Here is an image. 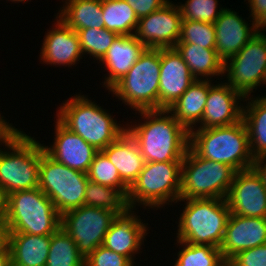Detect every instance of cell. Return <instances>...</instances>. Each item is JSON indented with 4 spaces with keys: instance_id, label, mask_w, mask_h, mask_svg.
<instances>
[{
    "instance_id": "obj_1",
    "label": "cell",
    "mask_w": 266,
    "mask_h": 266,
    "mask_svg": "<svg viewBox=\"0 0 266 266\" xmlns=\"http://www.w3.org/2000/svg\"><path fill=\"white\" fill-rule=\"evenodd\" d=\"M138 112L144 122L128 125L126 130L136 140L145 162L182 161L189 148L190 132L168 109Z\"/></svg>"
},
{
    "instance_id": "obj_2",
    "label": "cell",
    "mask_w": 266,
    "mask_h": 266,
    "mask_svg": "<svg viewBox=\"0 0 266 266\" xmlns=\"http://www.w3.org/2000/svg\"><path fill=\"white\" fill-rule=\"evenodd\" d=\"M62 104L56 111L57 120L98 151L126 131V126H120L110 113L85 95H75Z\"/></svg>"
},
{
    "instance_id": "obj_3",
    "label": "cell",
    "mask_w": 266,
    "mask_h": 266,
    "mask_svg": "<svg viewBox=\"0 0 266 266\" xmlns=\"http://www.w3.org/2000/svg\"><path fill=\"white\" fill-rule=\"evenodd\" d=\"M189 146L204 159L228 164L236 171L253 167L248 133L243 120L223 127L192 129Z\"/></svg>"
},
{
    "instance_id": "obj_4",
    "label": "cell",
    "mask_w": 266,
    "mask_h": 266,
    "mask_svg": "<svg viewBox=\"0 0 266 266\" xmlns=\"http://www.w3.org/2000/svg\"><path fill=\"white\" fill-rule=\"evenodd\" d=\"M178 201H184L186 206L180 214L176 240L219 248L231 214L226 199L201 198Z\"/></svg>"
},
{
    "instance_id": "obj_5",
    "label": "cell",
    "mask_w": 266,
    "mask_h": 266,
    "mask_svg": "<svg viewBox=\"0 0 266 266\" xmlns=\"http://www.w3.org/2000/svg\"><path fill=\"white\" fill-rule=\"evenodd\" d=\"M5 233L51 236L61 227V214L39 189L8 194Z\"/></svg>"
},
{
    "instance_id": "obj_6",
    "label": "cell",
    "mask_w": 266,
    "mask_h": 266,
    "mask_svg": "<svg viewBox=\"0 0 266 266\" xmlns=\"http://www.w3.org/2000/svg\"><path fill=\"white\" fill-rule=\"evenodd\" d=\"M160 49L146 48L128 73L110 89L134 111L159 109Z\"/></svg>"
},
{
    "instance_id": "obj_7",
    "label": "cell",
    "mask_w": 266,
    "mask_h": 266,
    "mask_svg": "<svg viewBox=\"0 0 266 266\" xmlns=\"http://www.w3.org/2000/svg\"><path fill=\"white\" fill-rule=\"evenodd\" d=\"M182 161L145 162L137 179L129 187V207L162 208L180 199ZM150 207V208H149Z\"/></svg>"
},
{
    "instance_id": "obj_8",
    "label": "cell",
    "mask_w": 266,
    "mask_h": 266,
    "mask_svg": "<svg viewBox=\"0 0 266 266\" xmlns=\"http://www.w3.org/2000/svg\"><path fill=\"white\" fill-rule=\"evenodd\" d=\"M236 170L201 158L190 146L181 165L180 199H226Z\"/></svg>"
},
{
    "instance_id": "obj_9",
    "label": "cell",
    "mask_w": 266,
    "mask_h": 266,
    "mask_svg": "<svg viewBox=\"0 0 266 266\" xmlns=\"http://www.w3.org/2000/svg\"><path fill=\"white\" fill-rule=\"evenodd\" d=\"M5 148L0 151V186L7 194L38 188L41 143L23 132Z\"/></svg>"
},
{
    "instance_id": "obj_10",
    "label": "cell",
    "mask_w": 266,
    "mask_h": 266,
    "mask_svg": "<svg viewBox=\"0 0 266 266\" xmlns=\"http://www.w3.org/2000/svg\"><path fill=\"white\" fill-rule=\"evenodd\" d=\"M88 181L87 173L55 161L44 152L41 144L38 188L53 202L61 215L84 205Z\"/></svg>"
},
{
    "instance_id": "obj_11",
    "label": "cell",
    "mask_w": 266,
    "mask_h": 266,
    "mask_svg": "<svg viewBox=\"0 0 266 266\" xmlns=\"http://www.w3.org/2000/svg\"><path fill=\"white\" fill-rule=\"evenodd\" d=\"M227 74V75H225ZM266 75V34L257 33L235 55L224 62L226 82L244 97L264 85Z\"/></svg>"
},
{
    "instance_id": "obj_12",
    "label": "cell",
    "mask_w": 266,
    "mask_h": 266,
    "mask_svg": "<svg viewBox=\"0 0 266 266\" xmlns=\"http://www.w3.org/2000/svg\"><path fill=\"white\" fill-rule=\"evenodd\" d=\"M116 216L109 210L83 205L61 215V228L74 240L77 249L86 258L103 245Z\"/></svg>"
},
{
    "instance_id": "obj_13",
    "label": "cell",
    "mask_w": 266,
    "mask_h": 266,
    "mask_svg": "<svg viewBox=\"0 0 266 266\" xmlns=\"http://www.w3.org/2000/svg\"><path fill=\"white\" fill-rule=\"evenodd\" d=\"M182 16L172 1L139 19L134 36L146 47L173 48L180 38Z\"/></svg>"
},
{
    "instance_id": "obj_14",
    "label": "cell",
    "mask_w": 266,
    "mask_h": 266,
    "mask_svg": "<svg viewBox=\"0 0 266 266\" xmlns=\"http://www.w3.org/2000/svg\"><path fill=\"white\" fill-rule=\"evenodd\" d=\"M226 201L232 214L266 218V186L253 167L236 172Z\"/></svg>"
},
{
    "instance_id": "obj_15",
    "label": "cell",
    "mask_w": 266,
    "mask_h": 266,
    "mask_svg": "<svg viewBox=\"0 0 266 266\" xmlns=\"http://www.w3.org/2000/svg\"><path fill=\"white\" fill-rule=\"evenodd\" d=\"M244 99L245 97L240 92L226 82L213 84L209 88L204 113L200 126L197 128L230 126L241 121L243 104L240 101Z\"/></svg>"
},
{
    "instance_id": "obj_16",
    "label": "cell",
    "mask_w": 266,
    "mask_h": 266,
    "mask_svg": "<svg viewBox=\"0 0 266 266\" xmlns=\"http://www.w3.org/2000/svg\"><path fill=\"white\" fill-rule=\"evenodd\" d=\"M196 80L174 48L160 49L159 109L170 108Z\"/></svg>"
},
{
    "instance_id": "obj_17",
    "label": "cell",
    "mask_w": 266,
    "mask_h": 266,
    "mask_svg": "<svg viewBox=\"0 0 266 266\" xmlns=\"http://www.w3.org/2000/svg\"><path fill=\"white\" fill-rule=\"evenodd\" d=\"M263 244H266V218L230 214L219 247L226 262L240 251Z\"/></svg>"
},
{
    "instance_id": "obj_18",
    "label": "cell",
    "mask_w": 266,
    "mask_h": 266,
    "mask_svg": "<svg viewBox=\"0 0 266 266\" xmlns=\"http://www.w3.org/2000/svg\"><path fill=\"white\" fill-rule=\"evenodd\" d=\"M55 123L54 143L51 147L42 144L44 152L69 168L87 173L98 150L69 131L57 119Z\"/></svg>"
},
{
    "instance_id": "obj_19",
    "label": "cell",
    "mask_w": 266,
    "mask_h": 266,
    "mask_svg": "<svg viewBox=\"0 0 266 266\" xmlns=\"http://www.w3.org/2000/svg\"><path fill=\"white\" fill-rule=\"evenodd\" d=\"M55 20V27L45 34L40 60L47 65L71 67L83 59L78 33L58 16Z\"/></svg>"
},
{
    "instance_id": "obj_20",
    "label": "cell",
    "mask_w": 266,
    "mask_h": 266,
    "mask_svg": "<svg viewBox=\"0 0 266 266\" xmlns=\"http://www.w3.org/2000/svg\"><path fill=\"white\" fill-rule=\"evenodd\" d=\"M251 24L249 27L248 22L242 16L228 8H224L219 15L214 23L215 50L224 62L237 54L258 33L256 22L253 20Z\"/></svg>"
},
{
    "instance_id": "obj_21",
    "label": "cell",
    "mask_w": 266,
    "mask_h": 266,
    "mask_svg": "<svg viewBox=\"0 0 266 266\" xmlns=\"http://www.w3.org/2000/svg\"><path fill=\"white\" fill-rule=\"evenodd\" d=\"M130 209L126 214L116 216L105 235L103 246L128 257L134 264V254H138L147 233V224L143 223Z\"/></svg>"
},
{
    "instance_id": "obj_22",
    "label": "cell",
    "mask_w": 266,
    "mask_h": 266,
    "mask_svg": "<svg viewBox=\"0 0 266 266\" xmlns=\"http://www.w3.org/2000/svg\"><path fill=\"white\" fill-rule=\"evenodd\" d=\"M146 47L133 35H118L99 61L105 65L108 72L103 87L109 90L118 80L128 73L139 59Z\"/></svg>"
},
{
    "instance_id": "obj_23",
    "label": "cell",
    "mask_w": 266,
    "mask_h": 266,
    "mask_svg": "<svg viewBox=\"0 0 266 266\" xmlns=\"http://www.w3.org/2000/svg\"><path fill=\"white\" fill-rule=\"evenodd\" d=\"M102 152L117 168L121 179L130 187L145 165L136 140L126 130Z\"/></svg>"
},
{
    "instance_id": "obj_24",
    "label": "cell",
    "mask_w": 266,
    "mask_h": 266,
    "mask_svg": "<svg viewBox=\"0 0 266 266\" xmlns=\"http://www.w3.org/2000/svg\"><path fill=\"white\" fill-rule=\"evenodd\" d=\"M51 236L5 233L11 266H46Z\"/></svg>"
},
{
    "instance_id": "obj_25",
    "label": "cell",
    "mask_w": 266,
    "mask_h": 266,
    "mask_svg": "<svg viewBox=\"0 0 266 266\" xmlns=\"http://www.w3.org/2000/svg\"><path fill=\"white\" fill-rule=\"evenodd\" d=\"M212 80H196L168 110L189 132L201 123ZM212 83V84H211Z\"/></svg>"
},
{
    "instance_id": "obj_26",
    "label": "cell",
    "mask_w": 266,
    "mask_h": 266,
    "mask_svg": "<svg viewBox=\"0 0 266 266\" xmlns=\"http://www.w3.org/2000/svg\"><path fill=\"white\" fill-rule=\"evenodd\" d=\"M173 48L197 80H204V77L205 80H210L213 76L224 75V61L215 49H206L191 43H177Z\"/></svg>"
},
{
    "instance_id": "obj_27",
    "label": "cell",
    "mask_w": 266,
    "mask_h": 266,
    "mask_svg": "<svg viewBox=\"0 0 266 266\" xmlns=\"http://www.w3.org/2000/svg\"><path fill=\"white\" fill-rule=\"evenodd\" d=\"M247 100L246 106L243 105L242 120L247 129L251 154L255 160L266 154V95L256 98L247 96L243 102Z\"/></svg>"
},
{
    "instance_id": "obj_28",
    "label": "cell",
    "mask_w": 266,
    "mask_h": 266,
    "mask_svg": "<svg viewBox=\"0 0 266 266\" xmlns=\"http://www.w3.org/2000/svg\"><path fill=\"white\" fill-rule=\"evenodd\" d=\"M61 8L57 16L74 31L104 28L102 0H65Z\"/></svg>"
},
{
    "instance_id": "obj_29",
    "label": "cell",
    "mask_w": 266,
    "mask_h": 266,
    "mask_svg": "<svg viewBox=\"0 0 266 266\" xmlns=\"http://www.w3.org/2000/svg\"><path fill=\"white\" fill-rule=\"evenodd\" d=\"M84 205L106 209L117 216L124 215L131 209L127 194L122 189L103 186L90 180L86 184Z\"/></svg>"
},
{
    "instance_id": "obj_30",
    "label": "cell",
    "mask_w": 266,
    "mask_h": 266,
    "mask_svg": "<svg viewBox=\"0 0 266 266\" xmlns=\"http://www.w3.org/2000/svg\"><path fill=\"white\" fill-rule=\"evenodd\" d=\"M104 28L118 35H133L138 24L135 11L125 0H102Z\"/></svg>"
},
{
    "instance_id": "obj_31",
    "label": "cell",
    "mask_w": 266,
    "mask_h": 266,
    "mask_svg": "<svg viewBox=\"0 0 266 266\" xmlns=\"http://www.w3.org/2000/svg\"><path fill=\"white\" fill-rule=\"evenodd\" d=\"M46 266H85L84 256L61 227L51 235Z\"/></svg>"
},
{
    "instance_id": "obj_32",
    "label": "cell",
    "mask_w": 266,
    "mask_h": 266,
    "mask_svg": "<svg viewBox=\"0 0 266 266\" xmlns=\"http://www.w3.org/2000/svg\"><path fill=\"white\" fill-rule=\"evenodd\" d=\"M176 241L183 249L178 252L174 266H227L217 247Z\"/></svg>"
},
{
    "instance_id": "obj_33",
    "label": "cell",
    "mask_w": 266,
    "mask_h": 266,
    "mask_svg": "<svg viewBox=\"0 0 266 266\" xmlns=\"http://www.w3.org/2000/svg\"><path fill=\"white\" fill-rule=\"evenodd\" d=\"M87 177L90 181L103 186L122 189L128 194L129 186L121 179L117 168L102 151L95 154L87 172Z\"/></svg>"
},
{
    "instance_id": "obj_34",
    "label": "cell",
    "mask_w": 266,
    "mask_h": 266,
    "mask_svg": "<svg viewBox=\"0 0 266 266\" xmlns=\"http://www.w3.org/2000/svg\"><path fill=\"white\" fill-rule=\"evenodd\" d=\"M79 36L83 55L89 54L96 60H101L118 34L105 28H86L76 31Z\"/></svg>"
},
{
    "instance_id": "obj_35",
    "label": "cell",
    "mask_w": 266,
    "mask_h": 266,
    "mask_svg": "<svg viewBox=\"0 0 266 266\" xmlns=\"http://www.w3.org/2000/svg\"><path fill=\"white\" fill-rule=\"evenodd\" d=\"M177 43H191L206 49H215V26L201 21L182 20L180 38Z\"/></svg>"
},
{
    "instance_id": "obj_36",
    "label": "cell",
    "mask_w": 266,
    "mask_h": 266,
    "mask_svg": "<svg viewBox=\"0 0 266 266\" xmlns=\"http://www.w3.org/2000/svg\"><path fill=\"white\" fill-rule=\"evenodd\" d=\"M217 0H186L177 5L183 20L201 21L214 24L224 8L218 10Z\"/></svg>"
},
{
    "instance_id": "obj_37",
    "label": "cell",
    "mask_w": 266,
    "mask_h": 266,
    "mask_svg": "<svg viewBox=\"0 0 266 266\" xmlns=\"http://www.w3.org/2000/svg\"><path fill=\"white\" fill-rule=\"evenodd\" d=\"M85 266H134V263L128 257L100 245L85 258Z\"/></svg>"
},
{
    "instance_id": "obj_38",
    "label": "cell",
    "mask_w": 266,
    "mask_h": 266,
    "mask_svg": "<svg viewBox=\"0 0 266 266\" xmlns=\"http://www.w3.org/2000/svg\"><path fill=\"white\" fill-rule=\"evenodd\" d=\"M227 266H266V244L238 252Z\"/></svg>"
},
{
    "instance_id": "obj_39",
    "label": "cell",
    "mask_w": 266,
    "mask_h": 266,
    "mask_svg": "<svg viewBox=\"0 0 266 266\" xmlns=\"http://www.w3.org/2000/svg\"><path fill=\"white\" fill-rule=\"evenodd\" d=\"M135 11L138 19L161 9L170 0H125Z\"/></svg>"
},
{
    "instance_id": "obj_40",
    "label": "cell",
    "mask_w": 266,
    "mask_h": 266,
    "mask_svg": "<svg viewBox=\"0 0 266 266\" xmlns=\"http://www.w3.org/2000/svg\"><path fill=\"white\" fill-rule=\"evenodd\" d=\"M3 118L4 116L0 114V145L3 143L8 147L23 131L18 130ZM1 150L3 149L0 148Z\"/></svg>"
},
{
    "instance_id": "obj_41",
    "label": "cell",
    "mask_w": 266,
    "mask_h": 266,
    "mask_svg": "<svg viewBox=\"0 0 266 266\" xmlns=\"http://www.w3.org/2000/svg\"><path fill=\"white\" fill-rule=\"evenodd\" d=\"M251 21L257 22L266 13V0H248Z\"/></svg>"
},
{
    "instance_id": "obj_42",
    "label": "cell",
    "mask_w": 266,
    "mask_h": 266,
    "mask_svg": "<svg viewBox=\"0 0 266 266\" xmlns=\"http://www.w3.org/2000/svg\"><path fill=\"white\" fill-rule=\"evenodd\" d=\"M253 168L260 175L262 181L266 186V154L254 160Z\"/></svg>"
},
{
    "instance_id": "obj_43",
    "label": "cell",
    "mask_w": 266,
    "mask_h": 266,
    "mask_svg": "<svg viewBox=\"0 0 266 266\" xmlns=\"http://www.w3.org/2000/svg\"><path fill=\"white\" fill-rule=\"evenodd\" d=\"M7 201H8V194L0 186V224L2 225L4 223L7 214Z\"/></svg>"
},
{
    "instance_id": "obj_44",
    "label": "cell",
    "mask_w": 266,
    "mask_h": 266,
    "mask_svg": "<svg viewBox=\"0 0 266 266\" xmlns=\"http://www.w3.org/2000/svg\"><path fill=\"white\" fill-rule=\"evenodd\" d=\"M0 266H11L10 250L5 242L0 246Z\"/></svg>"
},
{
    "instance_id": "obj_45",
    "label": "cell",
    "mask_w": 266,
    "mask_h": 266,
    "mask_svg": "<svg viewBox=\"0 0 266 266\" xmlns=\"http://www.w3.org/2000/svg\"><path fill=\"white\" fill-rule=\"evenodd\" d=\"M5 242V230L2 224H0V246Z\"/></svg>"
},
{
    "instance_id": "obj_46",
    "label": "cell",
    "mask_w": 266,
    "mask_h": 266,
    "mask_svg": "<svg viewBox=\"0 0 266 266\" xmlns=\"http://www.w3.org/2000/svg\"><path fill=\"white\" fill-rule=\"evenodd\" d=\"M10 1H13V2H24V1H26V2H28V0H10ZM31 1V0H30Z\"/></svg>"
}]
</instances>
